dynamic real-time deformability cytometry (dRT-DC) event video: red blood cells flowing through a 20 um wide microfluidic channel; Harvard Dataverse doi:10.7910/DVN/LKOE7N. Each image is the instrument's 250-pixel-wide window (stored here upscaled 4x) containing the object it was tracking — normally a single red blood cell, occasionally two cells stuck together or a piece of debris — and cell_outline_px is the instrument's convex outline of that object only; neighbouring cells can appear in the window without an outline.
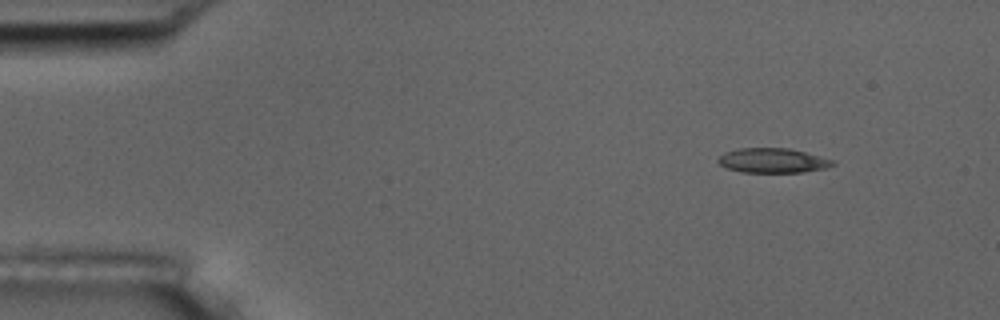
{"species": "common noctule bat (a hibernating species)", "species_latin": "Nyctalus noctula", "temperature_condition": "room temperature", "stored_images_in_passage": 50, "camera_frame_rate_fps": 3000, "um_per_image_px": 0.085, "animal": {"sex": "male", "body_mass_g": 17.5, "forearm_length_mm": 52.3}, "frame": {"image": 1, "passage_image": 1, "time_ms": 0.0, "image_size_px": [1000, 320], "cell_outline_px": [[836, 164], [824, 168], [804, 172], [740, 172], [728, 168], [720, 164], [716, 160], [724, 152], [736, 148], [788, 148], [836, 160]], "centroid_in_image_um": [65.68, 13.64], "position_along_channel_um": 19.3, "area_um2": 16.47}}
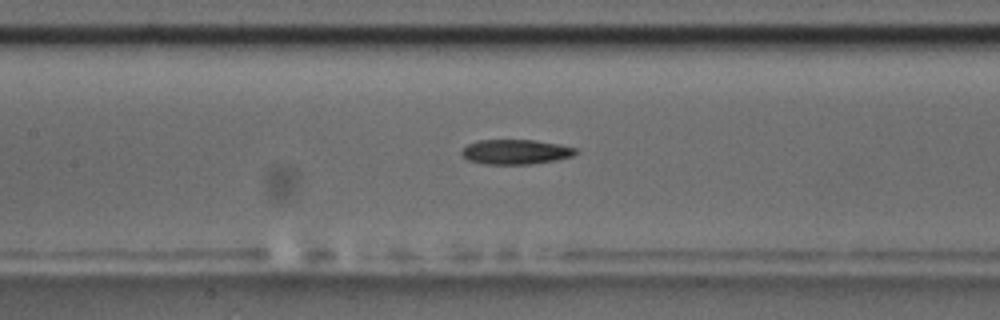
{"frame": {"image": 2, "passage_image": 20, "time_ms": 6.333, "image_size_px": [1000, 320], "cell_outline_px": [[580, 152], [572, 156], [556, 160], [528, 164], [484, 164], [468, 160], [460, 152], [468, 144], [480, 140], [536, 140], [576, 148]], "centroid_in_image_um": [43.84, 12.91], "position_along_channel_um": 163.6, "area_um2": 16.36}}
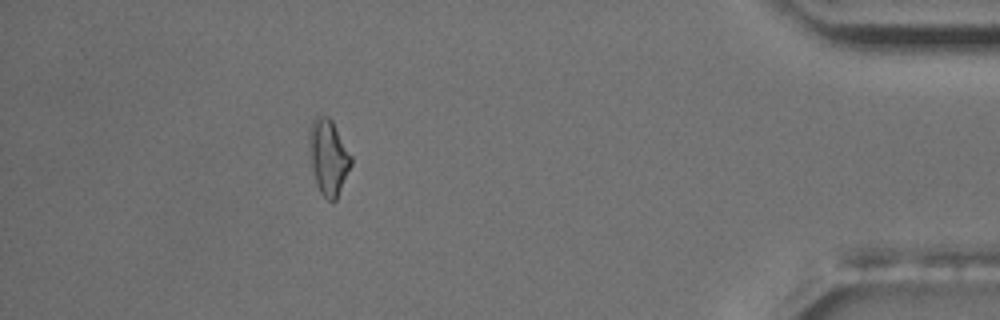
{"frame": {"image": 3, "passage_image": 44, "time_ms": 14.333, "image_size_px": [1000, 320], "cell_outline_px": [[352, 164], [336, 200], [332, 204], [320, 192], [316, 184], [312, 168], [308, 140], [308, 132], [312, 120], [316, 116], [328, 116], [332, 120], [352, 156]], "centroid_in_image_um": [27.91, 13.35], "position_along_channel_um": 407.3, "area_um2": 18.55}, "authors_computed_cell_mechanics": {"area_um2": 17.0221, "velocity_mm_per_s": 3.6784, "shape_relaxation_time_tau1_ms": 7.0208, "shape_relaxation_time_tau2_ms": 4.3811, "deformation_change_tau1": 0.1783, "deformation_change_tau2": 0.1273}}